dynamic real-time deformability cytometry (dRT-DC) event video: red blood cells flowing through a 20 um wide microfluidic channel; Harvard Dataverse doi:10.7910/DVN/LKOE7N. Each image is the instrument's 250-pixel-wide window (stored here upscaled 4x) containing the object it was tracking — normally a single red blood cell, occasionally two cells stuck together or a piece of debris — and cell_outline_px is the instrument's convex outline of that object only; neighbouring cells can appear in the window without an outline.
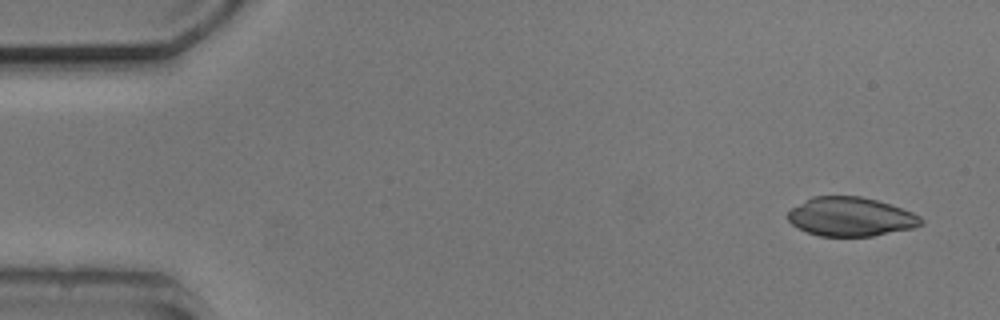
{"species": "common noctule bat (a hibernating species)", "species_latin": "Nyctalus noctula", "temperature_condition": "cold", "stored_images_in_passage": 5, "camera_frame_rate_fps": 3000, "um_per_image_px": 0.085, "animal": {"sex": "male", "body_mass_g": 20.5, "forearm_length_mm": 52.5}, "frame": {"image": 1, "passage_image": 1, "time_ms": 0.0, "image_size_px": [1000, 320], "cell_outline_px": [[924, 224], [912, 228], [872, 236], [820, 236], [808, 232], [792, 224], [788, 220], [788, 212], [792, 208], [812, 196], [860, 196], [876, 200], [912, 212], [920, 216], [924, 220]], "centroid_in_image_um": [72.32, 18.42], "position_along_channel_um": 12.7, "area_um2": 30.0}}